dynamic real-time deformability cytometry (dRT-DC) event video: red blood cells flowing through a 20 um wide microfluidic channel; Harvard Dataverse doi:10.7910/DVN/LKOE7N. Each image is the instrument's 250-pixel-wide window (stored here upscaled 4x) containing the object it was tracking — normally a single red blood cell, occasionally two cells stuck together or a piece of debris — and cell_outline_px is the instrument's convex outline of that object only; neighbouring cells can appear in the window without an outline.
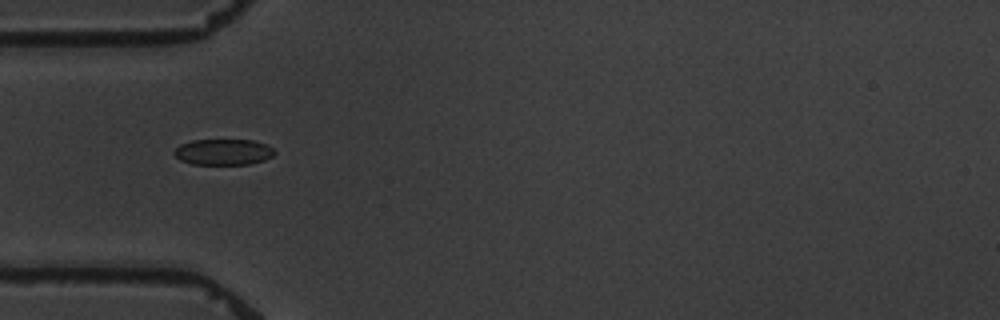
{"species": "common noctule bat (a hibernating species)", "species_latin": "Nyctalus noctula", "temperature_condition": "warm", "stored_images_in_passage": 11, "camera_frame_rate_fps": 3000, "um_per_image_px": 0.085, "animal": {"sex": "male", "body_mass_g": 19.5, "forearm_length_mm": 54.6}, "frame": {"image": 1, "passage_image": 4, "time_ms": 5.333, "image_size_px": [1000, 320], "cell_outline_px": [[276, 152], [272, 156], [264, 160], [248, 164], [192, 164], [180, 160], [172, 152], [180, 144], [192, 140], [252, 140], [268, 144]], "centroid_in_image_um": [18.98, 12.91], "position_along_channel_um": 66.0, "area_um2": 15.2}}
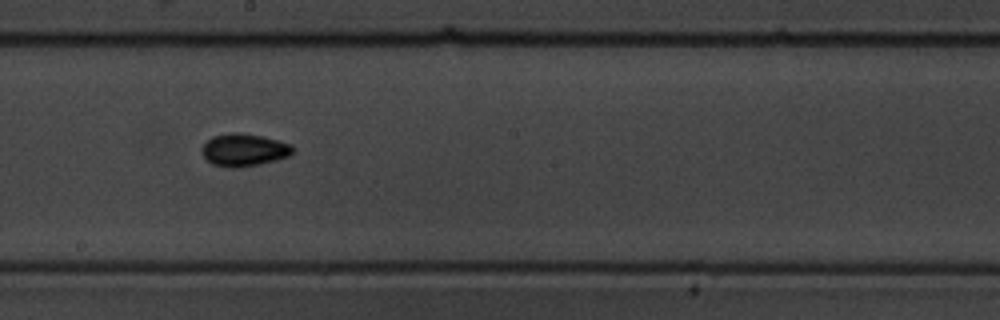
{"frame": {"image": 2, "passage_image": 8, "time_ms": 10.0, "image_size_px": [1000, 320], "cell_outline_px": [[292, 152], [288, 156], [276, 160], [260, 164], [232, 168], [228, 168], [212, 164], [200, 152], [200, 148], [212, 136], [232, 132], [240, 132], [260, 136], [292, 144]], "centroid_in_image_um": [20.69, 12.74], "position_along_channel_um": 227.5, "area_um2": 17.17}}
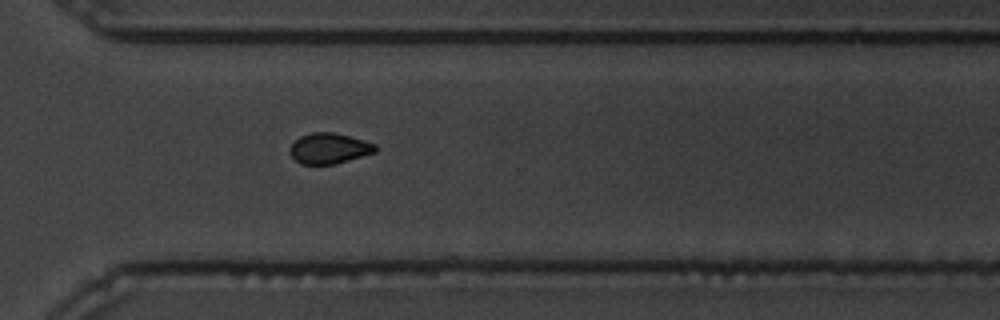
{"frame": {"image": 3, "passage_image": 11, "time_ms": 13.333, "image_size_px": [1000, 320], "cell_outline_px": [[376, 152], [336, 164], [300, 164], [288, 152], [288, 148], [300, 136], [312, 132], [332, 132], [364, 140], [376, 144]], "centroid_in_image_um": [27.96, 12.62], "position_along_channel_um": 342.6, "area_um2": 15.26}}